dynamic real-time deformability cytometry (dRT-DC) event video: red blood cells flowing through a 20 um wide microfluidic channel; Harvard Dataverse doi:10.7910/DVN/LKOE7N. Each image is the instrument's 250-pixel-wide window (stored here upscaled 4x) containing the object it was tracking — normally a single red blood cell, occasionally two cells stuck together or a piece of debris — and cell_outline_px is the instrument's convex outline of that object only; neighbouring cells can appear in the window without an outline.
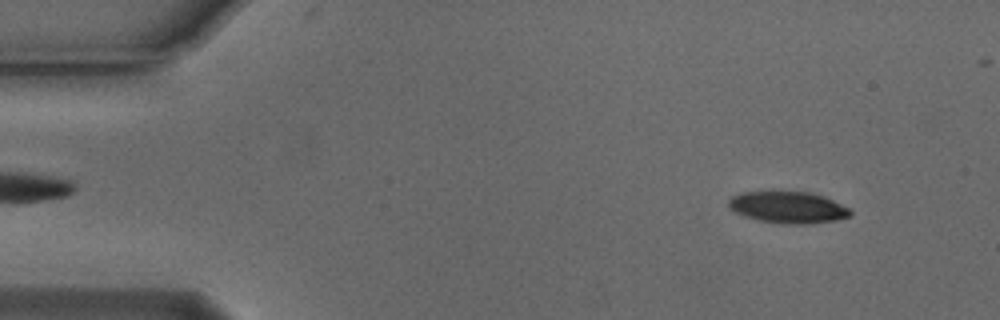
{"species": "Egyptian fruit bat (a non-hibernating species)", "species_latin": "Rousettus aegyptiacus", "temperature_condition": "cold", "stored_images_in_passage": 48, "camera_frame_rate_fps": 3000, "um_per_image_px": 0.085, "animal": {"sex": "male"}, "frame": {"image": 1, "passage_image": 5, "time_ms": 1.333, "image_size_px": [1000, 320], "cell_outline_px": [[852, 216], [836, 220], [808, 224], [788, 224], [760, 220], [744, 216], [728, 208], [728, 200], [732, 196], [740, 192], [772, 188], [808, 192], [824, 196], [848, 208], [852, 212]], "centroid_in_image_um": [66.92, 17.57], "position_along_channel_um": 18.1, "area_um2": 23.29}}
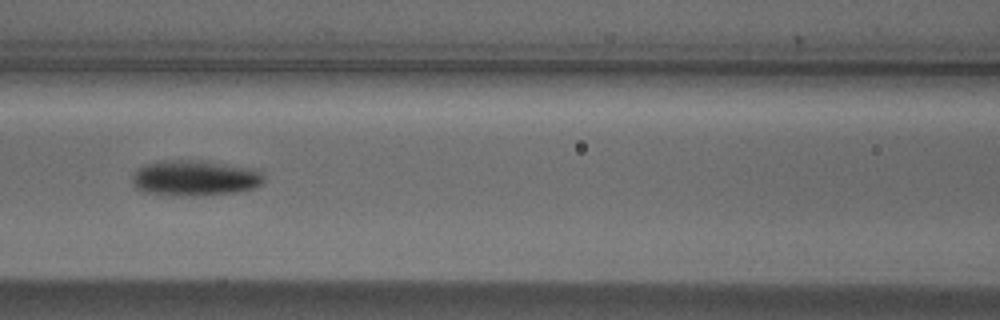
{"frame": {"image": 2, "passage_image": 23, "time_ms": 7.333, "image_size_px": [1000, 320], "cell_outline_px": [[264, 180], [256, 188], [236, 192], [200, 196], [180, 196], [140, 192], [136, 188], [132, 180], [132, 176], [140, 168], [148, 164], [172, 160], [200, 160], [260, 168], [264, 176]], "centroid_in_image_um": [16.65, 15.14], "position_along_channel_um": 150.0, "area_um2": 27.69}}
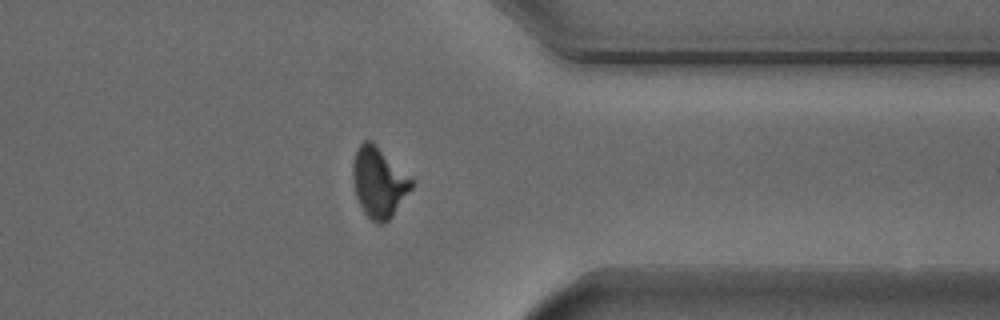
{"frame": {"image": 3, "passage_image": 42, "time_ms": 13.667, "image_size_px": [1000, 320], "cell_outline_px": [[412, 188], [392, 216], [384, 224], [376, 224], [364, 212], [356, 196], [352, 180], [352, 164], [356, 152], [360, 144], [364, 140], [372, 140], [412, 176]], "centroid_in_image_um": [32.21, 15.47], "position_along_channel_um": 379.2, "area_um2": 24.28}}